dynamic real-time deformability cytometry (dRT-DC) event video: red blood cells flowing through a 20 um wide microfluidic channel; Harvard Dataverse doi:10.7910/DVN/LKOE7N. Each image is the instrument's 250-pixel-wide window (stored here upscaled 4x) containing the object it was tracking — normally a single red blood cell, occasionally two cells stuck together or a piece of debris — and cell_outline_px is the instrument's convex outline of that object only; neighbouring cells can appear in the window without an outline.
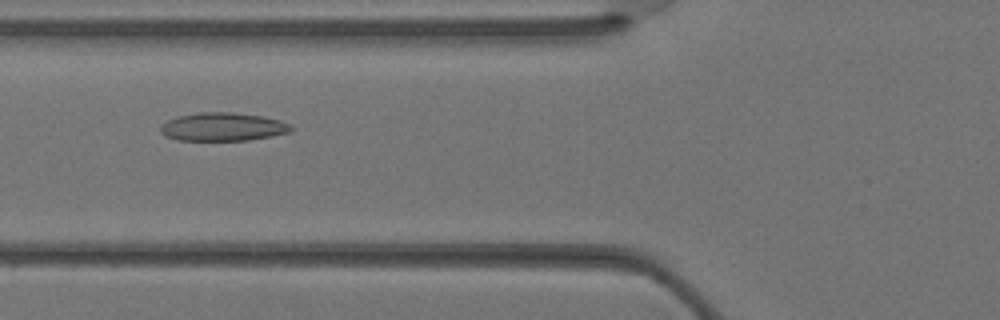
{"species": "Egyptian fruit bat (a non-hibernating species)", "species_latin": "Rousettus aegyptiacus", "temperature_condition": "warm", "stored_images_in_passage": 37, "camera_frame_rate_fps": 3000, "um_per_image_px": 0.085, "animal": {"sex": "female"}, "frame": {"image": 1, "passage_image": 14, "time_ms": 4.333, "image_size_px": [1000, 320], "cell_outline_px": [[292, 132], [272, 136], [248, 140], [176, 140], [164, 136], [160, 132], [160, 124], [168, 120], [180, 116], [200, 112], [232, 112], [264, 116], [280, 120], [292, 124]], "centroid_in_image_um": [18.96, 10.78], "position_along_channel_um": 106.8, "area_um2": 21.73}}
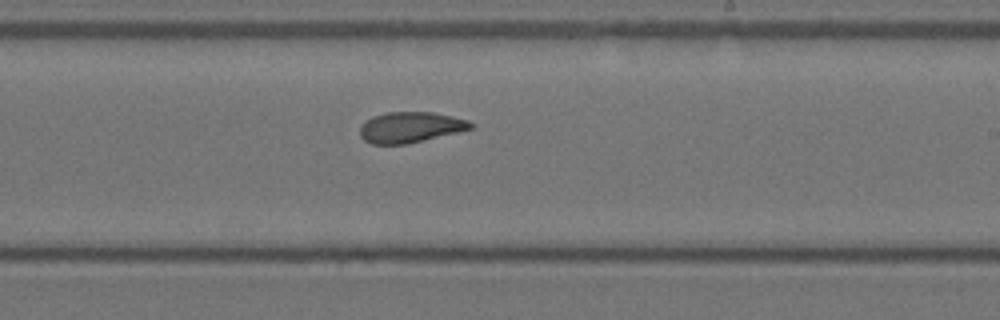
{"frame": {"image": 2, "passage_image": 22, "time_ms": 7.0, "image_size_px": [1000, 320], "cell_outline_px": [[472, 128], [456, 132], [404, 144], [372, 144], [364, 140], [360, 136], [360, 128], [372, 116], [388, 112], [432, 112], [468, 120], [472, 124]], "centroid_in_image_um": [34.84, 10.81], "position_along_channel_um": 254.2, "area_um2": 19.31}}
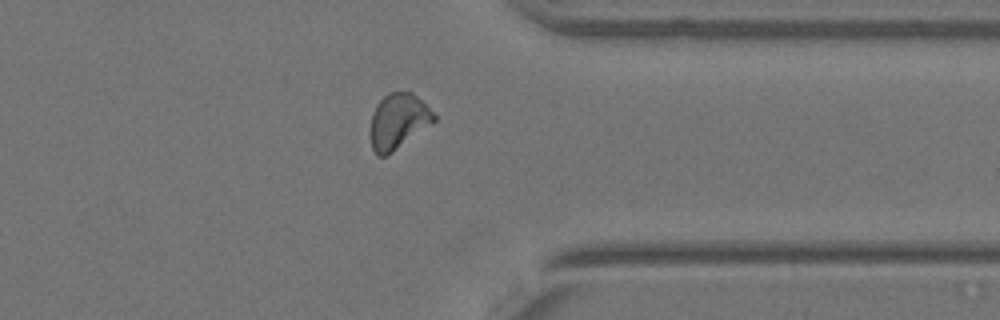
{"frame": {"image": 3, "passage_image": 29, "time_ms": 9.333, "image_size_px": [1000, 320], "cell_outline_px": [[436, 120], [392, 152], [384, 156], [376, 156], [372, 148], [368, 136], [368, 132], [372, 112], [376, 104], [388, 92], [412, 92], [436, 116]], "centroid_in_image_um": [33.77, 10.32], "position_along_channel_um": 377.6, "area_um2": 20.52}}